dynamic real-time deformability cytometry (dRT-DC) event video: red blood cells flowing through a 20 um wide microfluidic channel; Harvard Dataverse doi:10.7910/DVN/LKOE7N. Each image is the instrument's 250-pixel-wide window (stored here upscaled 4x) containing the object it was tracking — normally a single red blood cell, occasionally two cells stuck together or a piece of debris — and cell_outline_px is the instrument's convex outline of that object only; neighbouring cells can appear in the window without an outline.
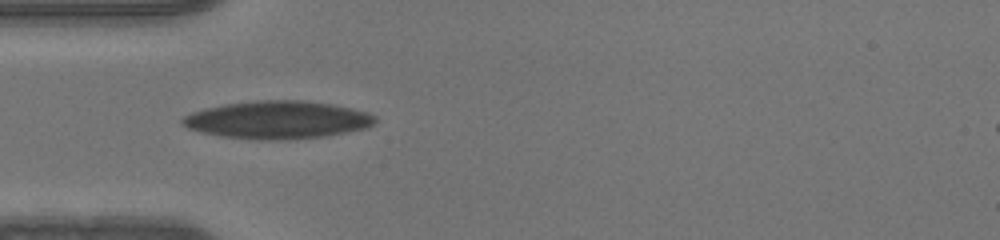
{"species": "human", "species_latin": "Homo sapiens", "temperature_condition": "warm", "stored_images_in_passage": 20, "camera_frame_rate_fps": 3000, "um_per_image_px": 0.085, "donor": {"sex": "male"}, "frame": {"image": 1, "passage_image": 1, "time_ms": 0.0, "image_size_px": [1000, 240], "cell_outline_px": [[376, 120], [368, 128], [324, 136], [288, 140], [256, 140], [220, 136], [200, 132], [188, 128], [180, 124], [180, 120], [184, 116], [192, 112], [204, 108], [224, 104], [256, 100], [304, 100], [332, 104], [352, 108], [368, 112], [376, 116]], "centroid_in_image_um": [23.57, 10.19], "position_along_channel_um": 61.4, "area_um2": 42.83}}
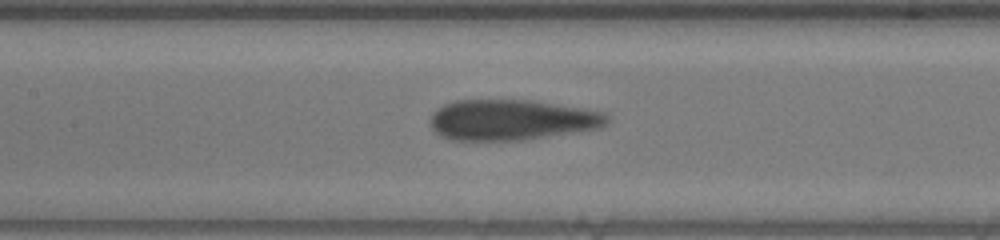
{"frame": {"image": 2, "passage_image": 9, "time_ms": 2.667, "image_size_px": [1000, 240], "cell_outline_px": [[608, 124], [600, 128], [520, 140], [452, 140], [440, 136], [432, 128], [432, 112], [436, 108], [444, 104], [456, 100], [532, 100], [604, 112], [608, 116]], "centroid_in_image_um": [43.47, 10.18], "position_along_channel_um": 163.9, "area_um2": 41.62}}
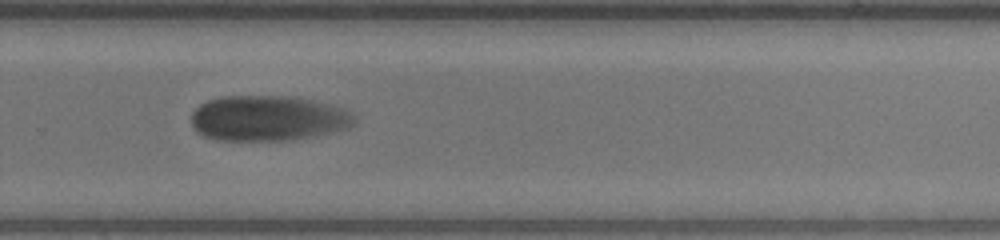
{"frame": {"image": 3, "passage_image": 20, "time_ms": 6.333, "image_size_px": [1000, 240], "cell_outline_px": [[356, 120], [348, 128], [316, 136], [288, 140], [212, 140], [196, 132], [192, 128], [192, 112], [200, 104], [208, 100], [220, 96], [296, 96], [332, 104], [344, 108], [356, 116]], "centroid_in_image_um": [22.78, 10.04], "position_along_channel_um": 307.0, "area_um2": 43.7}}